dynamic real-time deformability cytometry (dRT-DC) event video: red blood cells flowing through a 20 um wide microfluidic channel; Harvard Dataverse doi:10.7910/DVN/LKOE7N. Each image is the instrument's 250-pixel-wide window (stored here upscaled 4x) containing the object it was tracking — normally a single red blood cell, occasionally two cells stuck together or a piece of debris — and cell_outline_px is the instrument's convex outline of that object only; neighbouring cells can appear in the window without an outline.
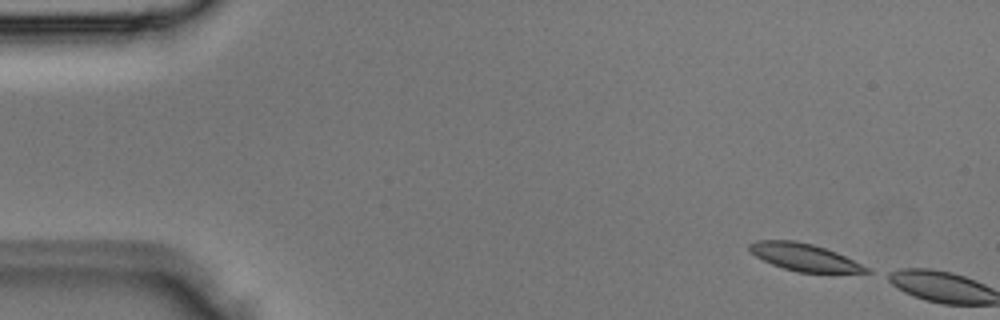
{"species": "Egyptian fruit bat (a non-hibernating species)", "species_latin": "Rousettus aegyptiacus", "temperature_condition": "room temperature", "stored_images_in_passage": 2, "camera_frame_rate_fps": 3000, "um_per_image_px": 0.085, "animal": {"sex": "male"}, "frame": {"image": 1, "passage_image": 1, "time_ms": 0.0, "image_size_px": [1000, 320], "cell_outline_px": [[872, 272], [796, 272], [772, 264], [756, 256], [748, 248], [748, 244], [756, 240], [792, 240], [812, 244], [836, 252], [872, 268]], "centroid_in_image_um": [68.38, 21.86], "position_along_channel_um": 16.6, "area_um2": 18.44}}